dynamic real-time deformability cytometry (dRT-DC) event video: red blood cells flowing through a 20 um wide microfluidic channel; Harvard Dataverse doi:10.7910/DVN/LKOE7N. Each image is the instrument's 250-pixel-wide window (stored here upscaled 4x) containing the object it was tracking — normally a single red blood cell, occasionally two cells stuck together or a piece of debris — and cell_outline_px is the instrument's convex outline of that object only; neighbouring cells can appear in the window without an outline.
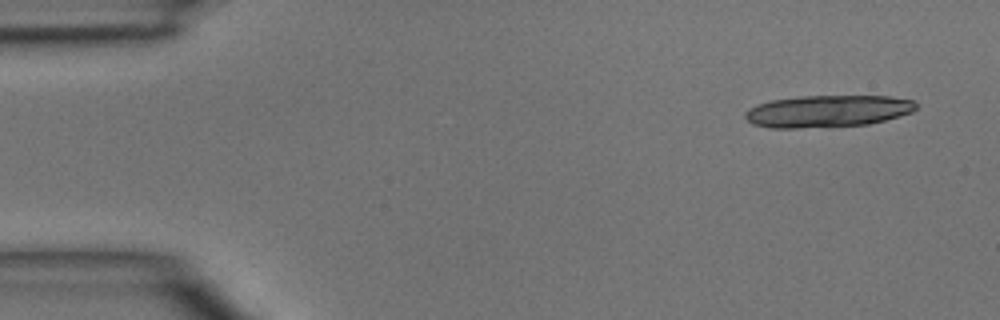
{"species": "common noctule bat (a hibernating species)", "species_latin": "Nyctalus noctula", "temperature_condition": "room temperature", "stored_images_in_passage": 13, "camera_frame_rate_fps": 3000, "um_per_image_px": 0.085, "animal": {"sex": "male", "body_mass_g": 15.6}, "frame": {"image": 1, "passage_image": 1, "time_ms": 0.0, "image_size_px": [1000, 320], "cell_outline_px": [[916, 108], [912, 112], [884, 120], [868, 124], [796, 128], [772, 128], [752, 124], [744, 116], [744, 112], [756, 104], [772, 100], [800, 96], [888, 96], [912, 100], [916, 104]], "centroid_in_image_um": [70.31, 9.44], "position_along_channel_um": 14.7, "area_um2": 31.67}}